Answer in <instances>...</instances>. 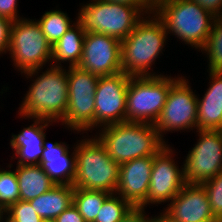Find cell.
<instances>
[{"instance_id":"obj_1","label":"cell","mask_w":222,"mask_h":222,"mask_svg":"<svg viewBox=\"0 0 222 222\" xmlns=\"http://www.w3.org/2000/svg\"><path fill=\"white\" fill-rule=\"evenodd\" d=\"M152 15L154 18L142 17L121 41V72L131 77L157 76L149 68L162 53L168 33L155 13Z\"/></svg>"},{"instance_id":"obj_2","label":"cell","mask_w":222,"mask_h":222,"mask_svg":"<svg viewBox=\"0 0 222 222\" xmlns=\"http://www.w3.org/2000/svg\"><path fill=\"white\" fill-rule=\"evenodd\" d=\"M98 140L119 165L145 156H154L166 142L153 124L122 122L106 125Z\"/></svg>"},{"instance_id":"obj_3","label":"cell","mask_w":222,"mask_h":222,"mask_svg":"<svg viewBox=\"0 0 222 222\" xmlns=\"http://www.w3.org/2000/svg\"><path fill=\"white\" fill-rule=\"evenodd\" d=\"M20 106L24 118H40L52 122L64 119L68 105V76L62 67L51 66L33 80Z\"/></svg>"},{"instance_id":"obj_4","label":"cell","mask_w":222,"mask_h":222,"mask_svg":"<svg viewBox=\"0 0 222 222\" xmlns=\"http://www.w3.org/2000/svg\"><path fill=\"white\" fill-rule=\"evenodd\" d=\"M167 33L195 49H202L211 32L215 16L192 0H162L153 12Z\"/></svg>"},{"instance_id":"obj_5","label":"cell","mask_w":222,"mask_h":222,"mask_svg":"<svg viewBox=\"0 0 222 222\" xmlns=\"http://www.w3.org/2000/svg\"><path fill=\"white\" fill-rule=\"evenodd\" d=\"M74 149L76 174L72 186L115 193L120 165L111 159L97 135L83 139Z\"/></svg>"},{"instance_id":"obj_6","label":"cell","mask_w":222,"mask_h":222,"mask_svg":"<svg viewBox=\"0 0 222 222\" xmlns=\"http://www.w3.org/2000/svg\"><path fill=\"white\" fill-rule=\"evenodd\" d=\"M144 14L133 5L91 0L79 11L77 23L85 32L101 33L123 41Z\"/></svg>"},{"instance_id":"obj_7","label":"cell","mask_w":222,"mask_h":222,"mask_svg":"<svg viewBox=\"0 0 222 222\" xmlns=\"http://www.w3.org/2000/svg\"><path fill=\"white\" fill-rule=\"evenodd\" d=\"M180 77H130L126 97V121L153 124L159 118L170 87Z\"/></svg>"},{"instance_id":"obj_8","label":"cell","mask_w":222,"mask_h":222,"mask_svg":"<svg viewBox=\"0 0 222 222\" xmlns=\"http://www.w3.org/2000/svg\"><path fill=\"white\" fill-rule=\"evenodd\" d=\"M8 51L15 68L29 78L38 74L46 62L52 61V46L36 20L21 18L13 21Z\"/></svg>"},{"instance_id":"obj_9","label":"cell","mask_w":222,"mask_h":222,"mask_svg":"<svg viewBox=\"0 0 222 222\" xmlns=\"http://www.w3.org/2000/svg\"><path fill=\"white\" fill-rule=\"evenodd\" d=\"M68 105L62 125L75 131L94 128L95 91L99 76L79 67H69Z\"/></svg>"},{"instance_id":"obj_10","label":"cell","mask_w":222,"mask_h":222,"mask_svg":"<svg viewBox=\"0 0 222 222\" xmlns=\"http://www.w3.org/2000/svg\"><path fill=\"white\" fill-rule=\"evenodd\" d=\"M189 81L180 77L169 89L166 103L154 123L160 138L163 132L197 129L198 96L193 93Z\"/></svg>"},{"instance_id":"obj_11","label":"cell","mask_w":222,"mask_h":222,"mask_svg":"<svg viewBox=\"0 0 222 222\" xmlns=\"http://www.w3.org/2000/svg\"><path fill=\"white\" fill-rule=\"evenodd\" d=\"M199 140L184 162L186 183H199L222 171V131L198 130Z\"/></svg>"},{"instance_id":"obj_12","label":"cell","mask_w":222,"mask_h":222,"mask_svg":"<svg viewBox=\"0 0 222 222\" xmlns=\"http://www.w3.org/2000/svg\"><path fill=\"white\" fill-rule=\"evenodd\" d=\"M130 77L123 72L99 77L95 91L94 127L126 122Z\"/></svg>"},{"instance_id":"obj_13","label":"cell","mask_w":222,"mask_h":222,"mask_svg":"<svg viewBox=\"0 0 222 222\" xmlns=\"http://www.w3.org/2000/svg\"><path fill=\"white\" fill-rule=\"evenodd\" d=\"M78 67L99 77L121 72V41L105 34L86 32Z\"/></svg>"},{"instance_id":"obj_14","label":"cell","mask_w":222,"mask_h":222,"mask_svg":"<svg viewBox=\"0 0 222 222\" xmlns=\"http://www.w3.org/2000/svg\"><path fill=\"white\" fill-rule=\"evenodd\" d=\"M173 150L164 145L155 155L146 205L172 200L186 184L184 170L175 164Z\"/></svg>"},{"instance_id":"obj_15","label":"cell","mask_w":222,"mask_h":222,"mask_svg":"<svg viewBox=\"0 0 222 222\" xmlns=\"http://www.w3.org/2000/svg\"><path fill=\"white\" fill-rule=\"evenodd\" d=\"M178 222H218L202 184L186 183L164 211Z\"/></svg>"},{"instance_id":"obj_16","label":"cell","mask_w":222,"mask_h":222,"mask_svg":"<svg viewBox=\"0 0 222 222\" xmlns=\"http://www.w3.org/2000/svg\"><path fill=\"white\" fill-rule=\"evenodd\" d=\"M154 156H145L123 163L119 168L116 195L130 202L134 207L144 208L149 190Z\"/></svg>"},{"instance_id":"obj_17","label":"cell","mask_w":222,"mask_h":222,"mask_svg":"<svg viewBox=\"0 0 222 222\" xmlns=\"http://www.w3.org/2000/svg\"><path fill=\"white\" fill-rule=\"evenodd\" d=\"M65 143L47 144L43 141V154L39 165L56 185H72L76 174L75 150L70 155Z\"/></svg>"},{"instance_id":"obj_18","label":"cell","mask_w":222,"mask_h":222,"mask_svg":"<svg viewBox=\"0 0 222 222\" xmlns=\"http://www.w3.org/2000/svg\"><path fill=\"white\" fill-rule=\"evenodd\" d=\"M34 123L18 135H12L10 146L15 150L19 165H39L43 154L44 129L52 121L32 118ZM43 124V125H42Z\"/></svg>"},{"instance_id":"obj_19","label":"cell","mask_w":222,"mask_h":222,"mask_svg":"<svg viewBox=\"0 0 222 222\" xmlns=\"http://www.w3.org/2000/svg\"><path fill=\"white\" fill-rule=\"evenodd\" d=\"M212 83L198 101L197 130L222 129V72H209Z\"/></svg>"},{"instance_id":"obj_20","label":"cell","mask_w":222,"mask_h":222,"mask_svg":"<svg viewBox=\"0 0 222 222\" xmlns=\"http://www.w3.org/2000/svg\"><path fill=\"white\" fill-rule=\"evenodd\" d=\"M73 193L72 185H55L29 202L42 220L56 219L73 204Z\"/></svg>"},{"instance_id":"obj_21","label":"cell","mask_w":222,"mask_h":222,"mask_svg":"<svg viewBox=\"0 0 222 222\" xmlns=\"http://www.w3.org/2000/svg\"><path fill=\"white\" fill-rule=\"evenodd\" d=\"M15 173L22 201L33 200L56 185L40 165L17 164Z\"/></svg>"},{"instance_id":"obj_22","label":"cell","mask_w":222,"mask_h":222,"mask_svg":"<svg viewBox=\"0 0 222 222\" xmlns=\"http://www.w3.org/2000/svg\"><path fill=\"white\" fill-rule=\"evenodd\" d=\"M85 34L77 22L73 23V26L52 46L51 60L57 64L52 63V66L62 67V61H69V67H78L83 54Z\"/></svg>"},{"instance_id":"obj_23","label":"cell","mask_w":222,"mask_h":222,"mask_svg":"<svg viewBox=\"0 0 222 222\" xmlns=\"http://www.w3.org/2000/svg\"><path fill=\"white\" fill-rule=\"evenodd\" d=\"M110 194L102 190L74 188L73 204L85 222H94L103 202Z\"/></svg>"},{"instance_id":"obj_24","label":"cell","mask_w":222,"mask_h":222,"mask_svg":"<svg viewBox=\"0 0 222 222\" xmlns=\"http://www.w3.org/2000/svg\"><path fill=\"white\" fill-rule=\"evenodd\" d=\"M67 16L60 10H51L44 13L40 20L42 33L46 36L47 41L53 46L72 26Z\"/></svg>"},{"instance_id":"obj_25","label":"cell","mask_w":222,"mask_h":222,"mask_svg":"<svg viewBox=\"0 0 222 222\" xmlns=\"http://www.w3.org/2000/svg\"><path fill=\"white\" fill-rule=\"evenodd\" d=\"M209 58V72H222V17H215L205 46L201 49Z\"/></svg>"},{"instance_id":"obj_26","label":"cell","mask_w":222,"mask_h":222,"mask_svg":"<svg viewBox=\"0 0 222 222\" xmlns=\"http://www.w3.org/2000/svg\"><path fill=\"white\" fill-rule=\"evenodd\" d=\"M133 208L130 202L112 193L103 202L94 222H121Z\"/></svg>"},{"instance_id":"obj_27","label":"cell","mask_w":222,"mask_h":222,"mask_svg":"<svg viewBox=\"0 0 222 222\" xmlns=\"http://www.w3.org/2000/svg\"><path fill=\"white\" fill-rule=\"evenodd\" d=\"M19 200V185L15 171L0 170V204L6 209Z\"/></svg>"},{"instance_id":"obj_28","label":"cell","mask_w":222,"mask_h":222,"mask_svg":"<svg viewBox=\"0 0 222 222\" xmlns=\"http://www.w3.org/2000/svg\"><path fill=\"white\" fill-rule=\"evenodd\" d=\"M201 184L207 192L211 211L219 221L222 217V171Z\"/></svg>"},{"instance_id":"obj_29","label":"cell","mask_w":222,"mask_h":222,"mask_svg":"<svg viewBox=\"0 0 222 222\" xmlns=\"http://www.w3.org/2000/svg\"><path fill=\"white\" fill-rule=\"evenodd\" d=\"M6 215L16 222H42L29 201L18 200L6 208Z\"/></svg>"},{"instance_id":"obj_30","label":"cell","mask_w":222,"mask_h":222,"mask_svg":"<svg viewBox=\"0 0 222 222\" xmlns=\"http://www.w3.org/2000/svg\"><path fill=\"white\" fill-rule=\"evenodd\" d=\"M12 23L11 19L0 16V54L9 50Z\"/></svg>"},{"instance_id":"obj_31","label":"cell","mask_w":222,"mask_h":222,"mask_svg":"<svg viewBox=\"0 0 222 222\" xmlns=\"http://www.w3.org/2000/svg\"><path fill=\"white\" fill-rule=\"evenodd\" d=\"M17 0H0V16L16 21L20 16H18L17 11Z\"/></svg>"},{"instance_id":"obj_32","label":"cell","mask_w":222,"mask_h":222,"mask_svg":"<svg viewBox=\"0 0 222 222\" xmlns=\"http://www.w3.org/2000/svg\"><path fill=\"white\" fill-rule=\"evenodd\" d=\"M57 222H85L84 218L78 212V209L74 204L70 205L65 211H63L57 218Z\"/></svg>"},{"instance_id":"obj_33","label":"cell","mask_w":222,"mask_h":222,"mask_svg":"<svg viewBox=\"0 0 222 222\" xmlns=\"http://www.w3.org/2000/svg\"><path fill=\"white\" fill-rule=\"evenodd\" d=\"M215 17H222V0H192Z\"/></svg>"},{"instance_id":"obj_34","label":"cell","mask_w":222,"mask_h":222,"mask_svg":"<svg viewBox=\"0 0 222 222\" xmlns=\"http://www.w3.org/2000/svg\"><path fill=\"white\" fill-rule=\"evenodd\" d=\"M152 218L145 216L144 208L134 207L121 222H151Z\"/></svg>"},{"instance_id":"obj_35","label":"cell","mask_w":222,"mask_h":222,"mask_svg":"<svg viewBox=\"0 0 222 222\" xmlns=\"http://www.w3.org/2000/svg\"><path fill=\"white\" fill-rule=\"evenodd\" d=\"M162 0H134V2L144 11L145 14H152Z\"/></svg>"},{"instance_id":"obj_36","label":"cell","mask_w":222,"mask_h":222,"mask_svg":"<svg viewBox=\"0 0 222 222\" xmlns=\"http://www.w3.org/2000/svg\"><path fill=\"white\" fill-rule=\"evenodd\" d=\"M160 216L157 217H152V221L151 222H178L173 220L170 216H168L165 212L160 213Z\"/></svg>"},{"instance_id":"obj_37","label":"cell","mask_w":222,"mask_h":222,"mask_svg":"<svg viewBox=\"0 0 222 222\" xmlns=\"http://www.w3.org/2000/svg\"><path fill=\"white\" fill-rule=\"evenodd\" d=\"M109 2H117V3H125V4H129V5H133L136 6L143 14L145 13V11H143L135 2L134 0H106Z\"/></svg>"},{"instance_id":"obj_38","label":"cell","mask_w":222,"mask_h":222,"mask_svg":"<svg viewBox=\"0 0 222 222\" xmlns=\"http://www.w3.org/2000/svg\"><path fill=\"white\" fill-rule=\"evenodd\" d=\"M3 215L6 216V209L0 204V222L3 221Z\"/></svg>"},{"instance_id":"obj_39","label":"cell","mask_w":222,"mask_h":222,"mask_svg":"<svg viewBox=\"0 0 222 222\" xmlns=\"http://www.w3.org/2000/svg\"><path fill=\"white\" fill-rule=\"evenodd\" d=\"M4 221H5V222H16L14 219H12V218L9 217V216H6ZM4 221H3V222H4Z\"/></svg>"},{"instance_id":"obj_40","label":"cell","mask_w":222,"mask_h":222,"mask_svg":"<svg viewBox=\"0 0 222 222\" xmlns=\"http://www.w3.org/2000/svg\"><path fill=\"white\" fill-rule=\"evenodd\" d=\"M42 222H57L56 219H43Z\"/></svg>"}]
</instances>
